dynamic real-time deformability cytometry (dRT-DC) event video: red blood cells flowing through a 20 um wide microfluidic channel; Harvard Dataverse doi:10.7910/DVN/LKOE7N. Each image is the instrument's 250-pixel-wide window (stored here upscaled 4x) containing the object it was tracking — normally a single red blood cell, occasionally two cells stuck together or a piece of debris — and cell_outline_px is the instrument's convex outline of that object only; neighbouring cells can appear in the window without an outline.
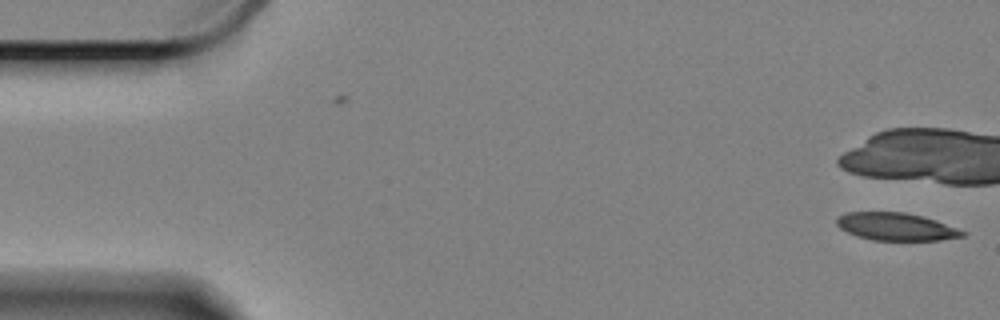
{"species": "Egyptian fruit bat (a non-hibernating species)", "species_latin": "Rousettus aegyptiacus", "temperature_condition": "cold", "stored_images_in_passage": 7, "camera_frame_rate_fps": 3000, "um_per_image_px": 0.085, "animal": {"sex": "female"}, "frame": {"image": 1, "passage_image": 7, "time_ms": 2.0, "image_size_px": [1000, 320], "cell_outline_px": [[968, 232], [964, 236], [940, 240], [872, 240], [856, 236], [840, 228], [836, 224], [836, 220], [844, 212], [904, 212], [936, 220]], "centroid_in_image_um": [76.17, 19.27], "position_along_channel_um": 8.8, "area_um2": 20.23}}